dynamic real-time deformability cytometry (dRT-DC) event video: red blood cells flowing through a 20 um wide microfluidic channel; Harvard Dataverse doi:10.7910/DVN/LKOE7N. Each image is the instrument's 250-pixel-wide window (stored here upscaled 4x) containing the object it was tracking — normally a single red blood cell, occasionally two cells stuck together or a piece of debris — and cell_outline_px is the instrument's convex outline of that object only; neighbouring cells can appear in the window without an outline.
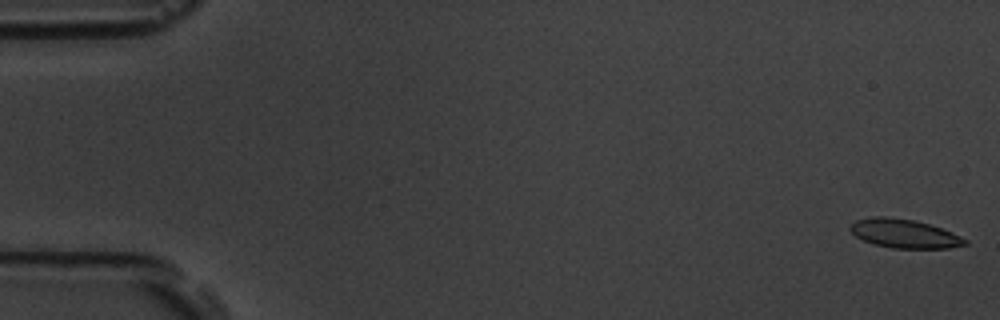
{"species": "common noctule bat (a hibernating species)", "species_latin": "Nyctalus noctula", "temperature_condition": "room temperature", "stored_images_in_passage": 54, "camera_frame_rate_fps": 3000, "um_per_image_px": 0.085, "animal": {"sex": "male", "body_mass_g": 19.5, "forearm_length_mm": 54.6}, "frame": {"image": 1, "passage_image": 1, "time_ms": 0.0, "image_size_px": [1000, 320], "cell_outline_px": [[968, 244], [948, 248], [892, 248], [876, 244], [864, 240], [856, 236], [848, 228], [856, 220], [872, 216], [884, 216], [912, 220], [928, 224], [952, 232], [968, 240]], "centroid_in_image_um": [76.87, 19.85], "position_along_channel_um": 8.1, "area_um2": 19.02}}
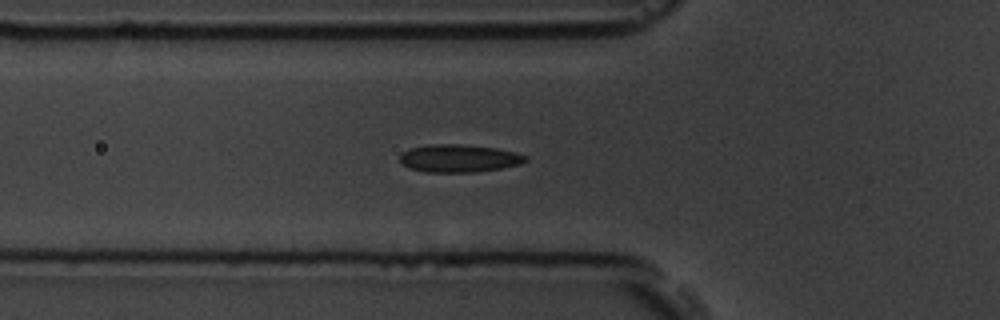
{"frame": {"image": 2, "passage_image": 19, "time_ms": 6.0, "image_size_px": [1000, 320], "cell_outline_px": [[528, 160], [520, 164], [500, 168], [476, 172], [424, 172], [408, 168], [400, 164], [400, 152], [412, 148], [428, 144], [456, 144], [496, 148], [516, 152], [528, 156]], "centroid_in_image_um": [38.98, 13.46], "position_along_channel_um": 86.8, "area_um2": 20.46}}
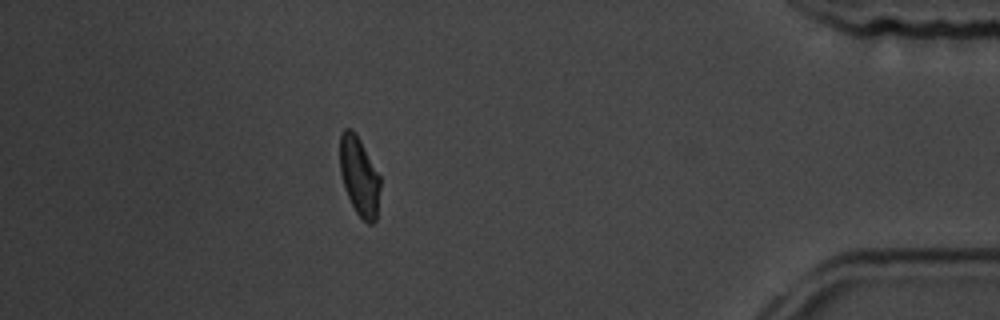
{"frame": {"image": 3, "passage_image": 48, "time_ms": 15.667, "image_size_px": [1000, 320], "cell_outline_px": [[380, 188], [376, 220], [372, 224], [368, 224], [356, 212], [348, 196], [340, 172], [340, 132], [344, 128], [352, 128], [360, 140], [380, 176]], "centroid_in_image_um": [30.54, 14.96], "position_along_channel_um": 404.7, "area_um2": 18.38}, "authors_computed_cell_mechanics": {"area_um2": 19.7098, "velocity_mm_per_s": 3.7747, "shape_relaxation_time_tau1_ms": 8.0619, "shape_relaxation_time_tau2_ms": 1.4629, "deformation_change_tau1": 0.1605, "deformation_change_tau2": 0.0864}}